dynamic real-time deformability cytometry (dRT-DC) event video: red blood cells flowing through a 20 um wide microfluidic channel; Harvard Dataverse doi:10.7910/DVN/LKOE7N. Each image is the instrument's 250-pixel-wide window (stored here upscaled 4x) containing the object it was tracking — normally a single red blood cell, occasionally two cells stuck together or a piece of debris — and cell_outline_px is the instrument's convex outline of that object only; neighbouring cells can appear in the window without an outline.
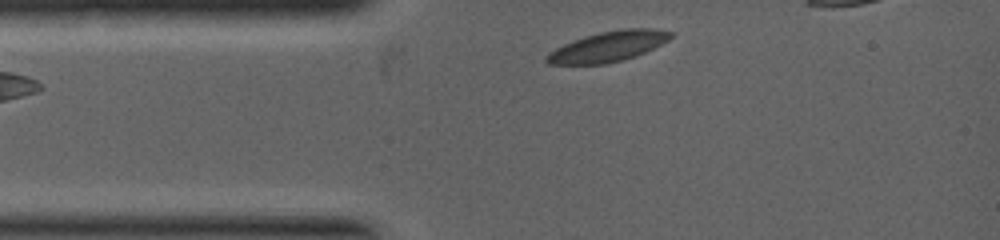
{"species": "common noctule bat (a hibernating species)", "species_latin": "Nyctalus noctula", "temperature_condition": "warm", "stored_images_in_passage": 2, "segment_of_instrument_passage": [2, 2], "camera_frame_rate_fps": 5000, "um_per_image_px": 0.085, "animal": {"sex": "female", "body_mass_g": 19.0, "forearm_length_mm": 53.3}, "frame": {"image": 1, "passage_image": 2, "time_ms": 0.8, "image_size_px": [1000, 240], "cell_outline_px": [[676, 32], [668, 40], [644, 52], [620, 60], [604, 64], [548, 64], [544, 60], [544, 56], [548, 52], [572, 40], [584, 36], [600, 32], [624, 28], [652, 28]], "centroid_in_image_um": [51.66, 3.94], "position_along_channel_um": 33.3, "area_um2": 21.79}}